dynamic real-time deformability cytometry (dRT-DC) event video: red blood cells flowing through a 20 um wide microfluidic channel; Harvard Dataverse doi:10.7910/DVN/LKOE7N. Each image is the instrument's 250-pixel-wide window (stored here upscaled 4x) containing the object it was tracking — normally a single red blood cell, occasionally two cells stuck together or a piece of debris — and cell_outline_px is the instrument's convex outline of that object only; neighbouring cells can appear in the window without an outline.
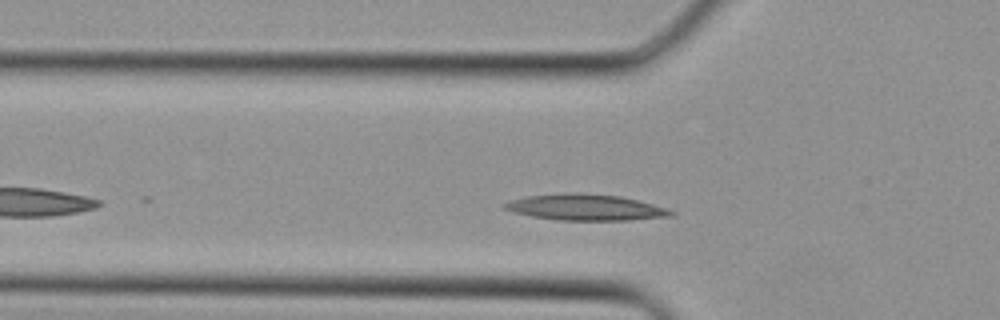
{"species": "Egyptian fruit bat (a non-hibernating species)", "species_latin": "Rousettus aegyptiacus", "temperature_condition": "cold", "stored_images_in_passage": 21, "camera_frame_rate_fps": 3000, "um_per_image_px": 0.085, "animal": {"sex": "female"}, "frame": {"image": 1, "passage_image": 4, "time_ms": 1.0, "image_size_px": [1000, 320], "cell_outline_px": [[676, 216], [628, 220], [556, 220], [532, 216], [512, 212], [504, 208], [500, 204], [512, 200], [528, 196], [564, 192], [580, 192], [620, 196], [668, 208], [676, 212]], "centroid_in_image_um": [49.78, 17.62], "position_along_channel_um": 76.0, "area_um2": 25.55}}
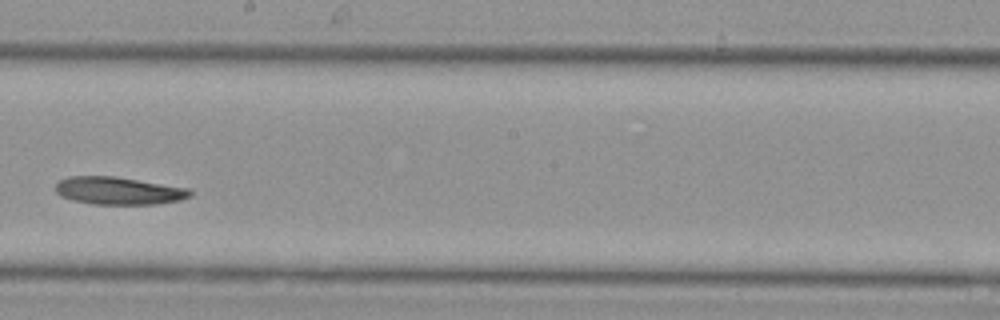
{"frame": {"image": 2, "passage_image": 13, "time_ms": 4.0, "image_size_px": [1000, 320], "cell_outline_px": [[192, 196], [180, 200], [156, 204], [92, 204], [72, 200], [60, 196], [56, 192], [56, 184], [60, 180], [68, 176], [116, 176], [192, 188]], "centroid_in_image_um": [10.12, 16.21], "position_along_channel_um": 238.1, "area_um2": 21.96}}
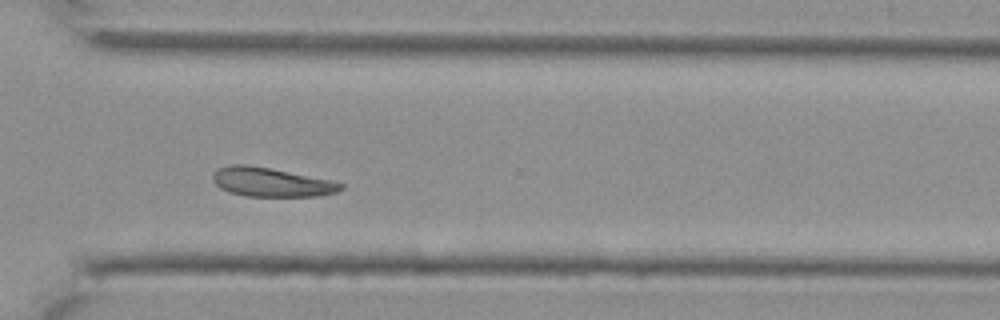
{"frame": {"image": 3, "passage_image": 19, "time_ms": 6.0, "image_size_px": [1000, 320], "cell_outline_px": [[344, 188], [336, 192], [316, 196], [244, 196], [228, 192], [220, 188], [212, 180], [212, 176], [216, 168], [232, 164], [244, 164], [268, 168], [332, 180], [344, 184]], "centroid_in_image_um": [23.02, 15.48], "position_along_channel_um": 347.6, "area_um2": 21.62}}